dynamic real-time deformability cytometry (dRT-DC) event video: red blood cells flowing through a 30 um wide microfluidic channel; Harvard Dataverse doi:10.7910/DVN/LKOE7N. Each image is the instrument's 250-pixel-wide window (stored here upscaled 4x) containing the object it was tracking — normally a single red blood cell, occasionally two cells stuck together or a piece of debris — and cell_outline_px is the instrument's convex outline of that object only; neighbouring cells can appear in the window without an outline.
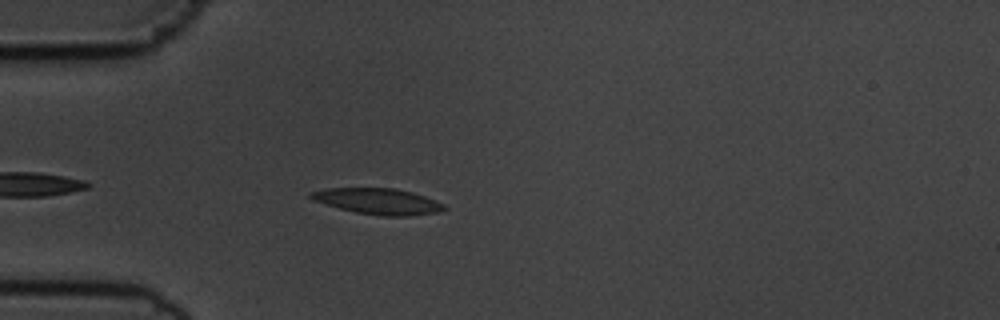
{"species": "common noctule bat (a hibernating species)", "species_latin": "Nyctalus noctula", "temperature_condition": "cold", "stored_images_in_passage": 30, "camera_frame_rate_fps": 3000, "um_per_image_px": 0.085, "animal": {"sex": "male", "body_mass_g": 19.5, "forearm_length_mm": 54.6}, "frame": {"image": 1, "passage_image": 5, "time_ms": 1.333, "image_size_px": [1000, 320], "cell_outline_px": [[448, 208], [440, 212], [408, 216], [380, 216], [356, 212], [340, 208], [312, 200], [308, 196], [312, 192], [328, 188], [396, 188], [412, 192], [436, 200], [444, 204]], "centroid_in_image_um": [32.18, 17.11], "position_along_channel_um": 52.8, "area_um2": 20.17}}
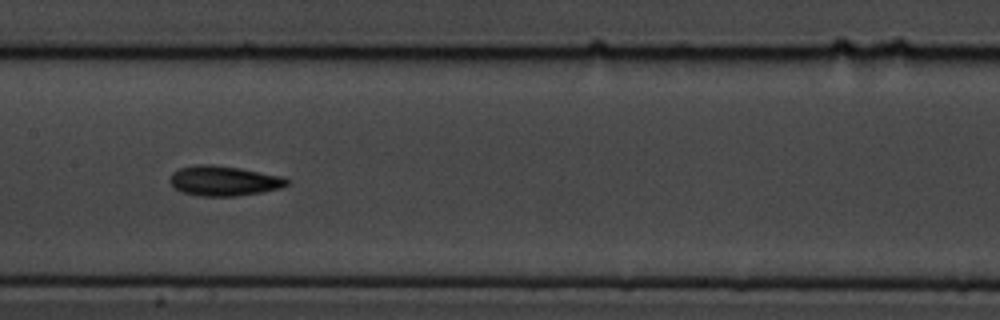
{"frame": {"image": 2, "passage_image": 17, "time_ms": 5.333, "image_size_px": [1000, 320], "cell_outline_px": [[288, 184], [280, 188], [260, 192], [236, 196], [200, 196], [180, 192], [168, 180], [172, 172], [180, 168], [192, 164], [212, 164], [240, 168], [284, 176], [288, 180]], "centroid_in_image_um": [19.0, 15.36], "position_along_channel_um": 188.4, "area_um2": 20.58}}
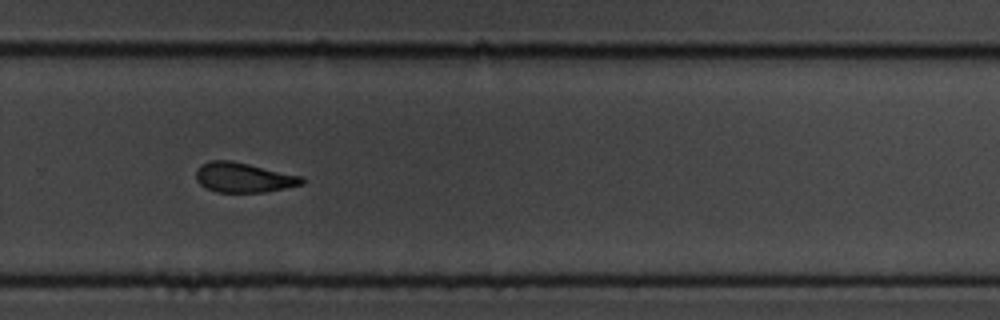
{"frame": {"image": 3, "passage_image": 27, "time_ms": 8.667, "image_size_px": [1000, 320], "cell_outline_px": [[304, 184], [264, 192], [216, 192], [204, 188], [196, 180], [196, 172], [200, 164], [208, 160], [232, 160], [304, 176]], "centroid_in_image_um": [20.69, 15.08], "position_along_channel_um": 309.1, "area_um2": 18.67}}